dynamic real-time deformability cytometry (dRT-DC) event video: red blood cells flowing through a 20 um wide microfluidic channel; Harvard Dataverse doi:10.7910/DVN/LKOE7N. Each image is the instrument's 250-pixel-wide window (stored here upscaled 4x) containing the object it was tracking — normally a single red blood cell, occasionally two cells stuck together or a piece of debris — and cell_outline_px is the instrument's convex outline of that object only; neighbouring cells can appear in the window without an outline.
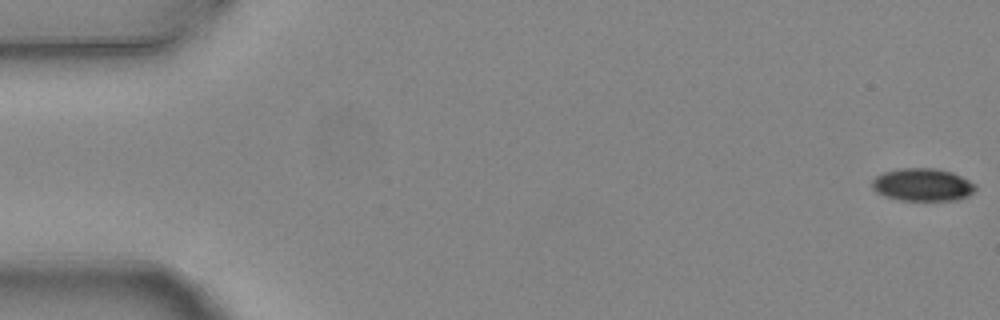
{"species": "common noctule bat (a hibernating species)", "species_latin": "Nyctalus noctula", "temperature_condition": "warm", "stored_images_in_passage": 5, "camera_frame_rate_fps": 3000, "um_per_image_px": 0.085, "animal": {"sex": "female", "body_mass_g": 24.6, "forearm_length_mm": 56.2}, "frame": {"image": 1, "passage_image": 1, "time_ms": 0.0, "image_size_px": [1000, 320], "cell_outline_px": [[976, 188], [968, 196], [960, 200], [900, 200], [884, 196], [876, 192], [872, 188], [872, 180], [876, 176], [884, 172], [900, 168], [936, 168], [952, 172], [976, 184]], "centroid_in_image_um": [78.41, 15.7], "position_along_channel_um": 6.6, "area_um2": 19.77}}
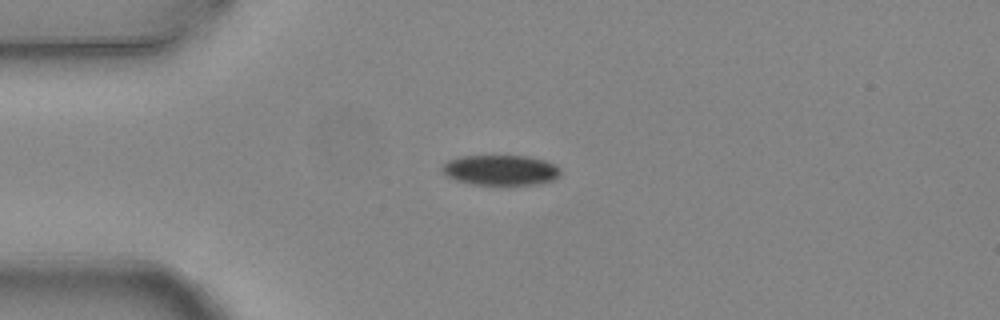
{"frame": {"image": 2, "passage_image": 4, "time_ms": 1.0, "image_size_px": [1000, 320], "cell_outline_px": [[560, 172], [552, 180], [536, 184], [472, 184], [456, 180], [448, 176], [440, 168], [448, 160], [460, 156], [528, 156], [544, 160], [556, 164], [560, 168]], "centroid_in_image_um": [42.54, 14.44], "position_along_channel_um": 42.5, "area_um2": 20.63}}